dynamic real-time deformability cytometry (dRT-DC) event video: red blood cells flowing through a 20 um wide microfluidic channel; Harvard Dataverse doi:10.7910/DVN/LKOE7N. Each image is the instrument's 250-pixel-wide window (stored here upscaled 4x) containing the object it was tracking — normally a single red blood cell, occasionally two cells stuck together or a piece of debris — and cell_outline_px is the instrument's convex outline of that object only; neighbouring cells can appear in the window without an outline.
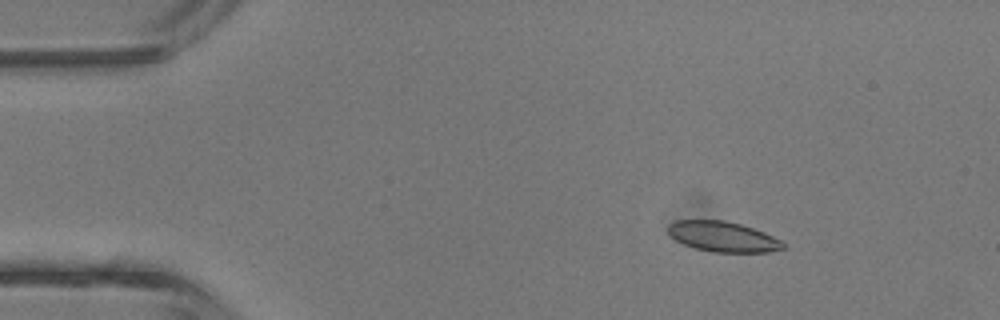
{"species": "common noctule bat (a hibernating species)", "species_latin": "Nyctalus noctula", "temperature_condition": "room temperature", "stored_images_in_passage": 4, "camera_frame_rate_fps": 3000, "um_per_image_px": 0.085, "animal": {"sex": "male", "body_mass_g": 13.3}, "frame": {"image": 1, "passage_image": 2, "time_ms": 1.0, "image_size_px": [1000, 320], "cell_outline_px": [[784, 248], [768, 252], [712, 252], [696, 248], [684, 244], [676, 240], [668, 232], [668, 224], [676, 220], [724, 220], [740, 224], [764, 232], [780, 240], [784, 244]], "centroid_in_image_um": [61.43, 20.11], "position_along_channel_um": 23.6, "area_um2": 20.11}}
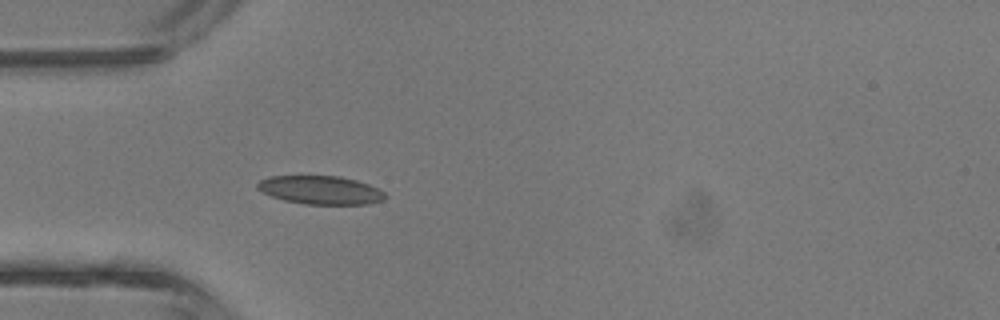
{"frame": {"image": 2, "passage_image": 4, "time_ms": 3.333, "image_size_px": [1000, 320], "cell_outline_px": [[388, 196], [384, 200], [368, 204], [304, 204], [284, 200], [272, 196], [256, 188], [256, 184], [260, 180], [268, 176], [340, 176], [356, 180], [368, 184], [384, 192]], "centroid_in_image_um": [27.25, 16.15], "position_along_channel_um": 57.7, "area_um2": 21.15}}